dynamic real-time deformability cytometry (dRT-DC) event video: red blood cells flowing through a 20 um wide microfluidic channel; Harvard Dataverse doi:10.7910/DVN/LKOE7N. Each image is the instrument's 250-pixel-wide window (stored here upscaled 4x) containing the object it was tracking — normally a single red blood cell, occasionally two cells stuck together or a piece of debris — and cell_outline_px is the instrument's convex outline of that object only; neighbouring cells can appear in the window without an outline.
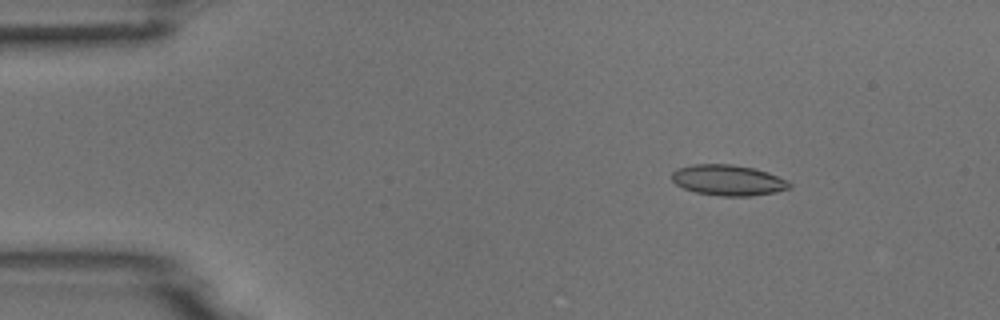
{"species": "common noctule bat (a hibernating species)", "species_latin": "Nyctalus noctula", "temperature_condition": "room temperature", "stored_images_in_passage": 4, "camera_frame_rate_fps": 3000, "um_per_image_px": 0.085, "animal": {"sex": "male", "body_mass_g": 18.8}, "frame": {"image": 1, "passage_image": 2, "time_ms": 0.333, "image_size_px": [1000, 320], "cell_outline_px": [[792, 188], [776, 192], [752, 196], [720, 196], [696, 192], [684, 188], [676, 184], [672, 180], [672, 172], [676, 168], [692, 164], [732, 164], [756, 168], [768, 172], [788, 180], [792, 184]], "centroid_in_image_um": [61.92, 15.31], "position_along_channel_um": 23.1, "area_um2": 21.33}}